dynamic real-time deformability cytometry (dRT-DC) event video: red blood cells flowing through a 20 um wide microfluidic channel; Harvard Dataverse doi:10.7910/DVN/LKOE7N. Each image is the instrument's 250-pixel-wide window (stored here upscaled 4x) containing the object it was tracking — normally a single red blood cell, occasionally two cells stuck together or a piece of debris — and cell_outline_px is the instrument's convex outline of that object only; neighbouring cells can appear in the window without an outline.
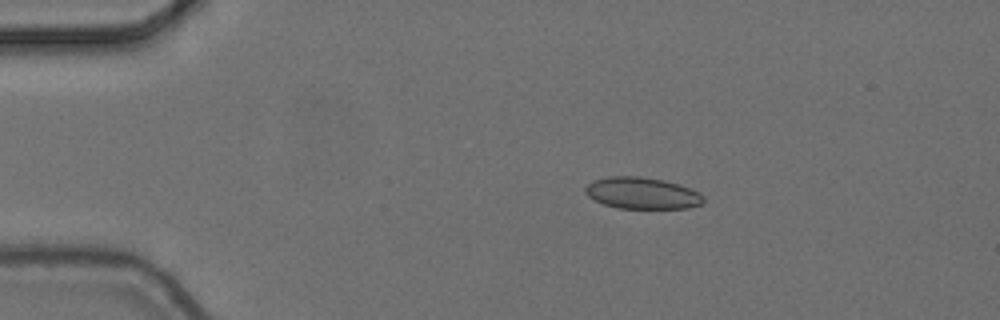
{"species": "common noctule bat (a hibernating species)", "species_latin": "Nyctalus noctula", "temperature_condition": "cold", "stored_images_in_passage": 4, "camera_frame_rate_fps": 3000, "um_per_image_px": 0.085, "animal": {"sex": "female", "body_mass_g": 24.6, "forearm_length_mm": 56.2}, "frame": {"image": 1, "passage_image": 3, "time_ms": 0.667, "image_size_px": [1000, 320], "cell_outline_px": [[704, 200], [700, 204], [688, 208], [616, 208], [604, 204], [588, 196], [584, 192], [584, 188], [592, 180], [608, 176], [640, 176], [664, 180], [680, 184], [700, 192], [704, 196]], "centroid_in_image_um": [54.57, 16.4], "position_along_channel_um": 30.4, "area_um2": 21.91}}